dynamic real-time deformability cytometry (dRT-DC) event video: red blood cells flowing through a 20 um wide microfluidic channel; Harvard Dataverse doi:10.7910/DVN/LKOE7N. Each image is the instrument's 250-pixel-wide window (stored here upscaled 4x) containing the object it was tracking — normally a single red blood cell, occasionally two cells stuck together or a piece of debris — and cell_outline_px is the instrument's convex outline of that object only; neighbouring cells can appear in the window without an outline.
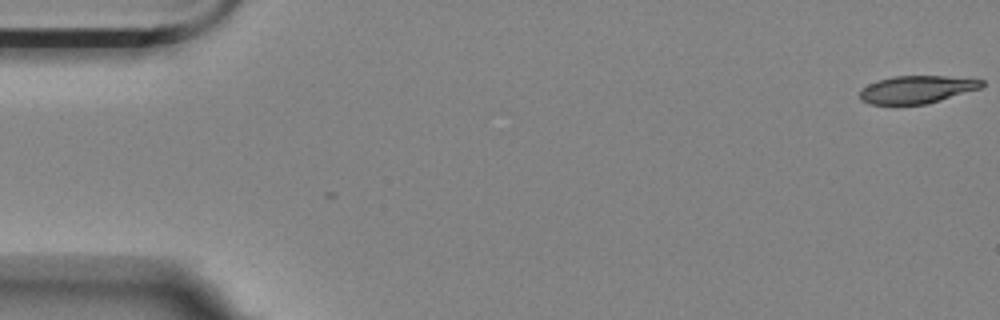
{"species": "Egyptian fruit bat (a non-hibernating species)", "species_latin": "Rousettus aegyptiacus", "temperature_condition": "room temperature", "stored_images_in_passage": 2, "camera_frame_rate_fps": 3000, "um_per_image_px": 0.085, "animal": {"sex": "female"}, "frame": {"image": 1, "passage_image": 2, "time_ms": 0.333, "image_size_px": [1000, 320], "cell_outline_px": [[984, 84], [980, 88], [940, 100], [924, 104], [872, 104], [860, 100], [860, 88], [868, 84], [892, 76], [944, 76], [984, 80]], "centroid_in_image_um": [77.9, 7.6], "position_along_channel_um": 7.1, "area_um2": 19.42}}